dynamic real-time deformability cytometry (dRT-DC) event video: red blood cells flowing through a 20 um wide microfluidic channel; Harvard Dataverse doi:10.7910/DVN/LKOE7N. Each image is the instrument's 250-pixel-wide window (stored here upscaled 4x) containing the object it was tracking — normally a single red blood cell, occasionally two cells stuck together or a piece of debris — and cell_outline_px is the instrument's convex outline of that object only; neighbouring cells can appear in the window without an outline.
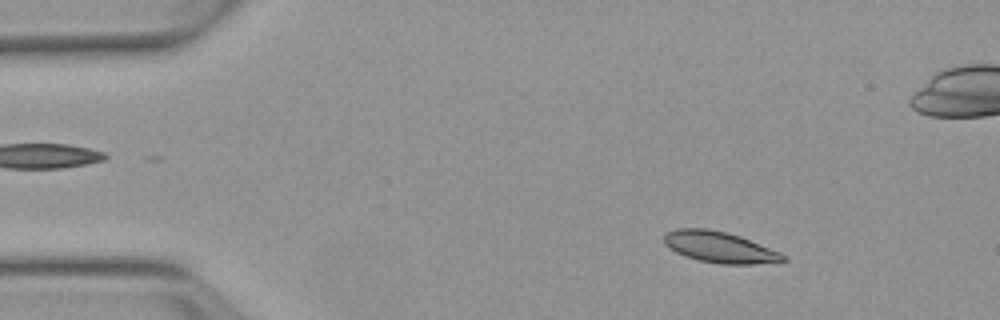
{"species": "Egyptian fruit bat (a non-hibernating species)", "species_latin": "Rousettus aegyptiacus", "temperature_condition": "warm", "stored_images_in_passage": 5, "camera_frame_rate_fps": 3000, "um_per_image_px": 0.085, "animal": {"sex": "female"}, "frame": {"image": 1, "passage_image": 2, "time_ms": 1.0, "image_size_px": [1000, 320], "cell_outline_px": [[788, 260], [752, 264], [720, 264], [700, 260], [684, 256], [668, 248], [664, 244], [664, 232], [676, 228], [708, 228], [728, 232], [740, 236], [780, 252], [788, 256]], "centroid_in_image_um": [61.13, 20.99], "position_along_channel_um": 23.9, "area_um2": 21.73}}